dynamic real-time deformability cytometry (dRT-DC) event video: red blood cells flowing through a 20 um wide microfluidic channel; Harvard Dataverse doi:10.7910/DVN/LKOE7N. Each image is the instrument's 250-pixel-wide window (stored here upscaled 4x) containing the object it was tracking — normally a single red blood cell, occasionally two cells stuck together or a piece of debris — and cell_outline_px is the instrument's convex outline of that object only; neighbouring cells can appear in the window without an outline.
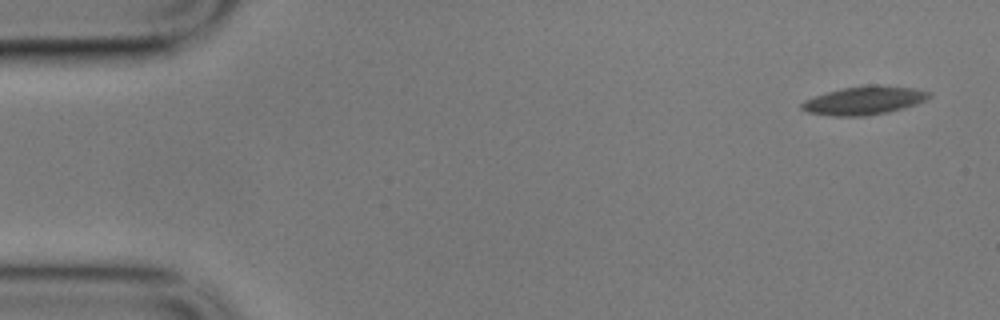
{"species": "common noctule bat (a hibernating species)", "species_latin": "Nyctalus noctula", "temperature_condition": "cold", "stored_images_in_passage": 6, "camera_frame_rate_fps": 3000, "um_per_image_px": 0.085, "animal": {"sex": "male", "body_mass_g": 17.9}, "frame": {"image": 1, "passage_image": 1, "time_ms": 0.0, "image_size_px": [1000, 320], "cell_outline_px": [[932, 96], [916, 104], [904, 108], [888, 112], [864, 116], [832, 116], [808, 112], [800, 108], [800, 104], [804, 100], [828, 92], [844, 88], [872, 84], [876, 84], [916, 88], [932, 92]], "centroid_in_image_um": [73.49, 8.54], "position_along_channel_um": 11.5, "area_um2": 21.1}}